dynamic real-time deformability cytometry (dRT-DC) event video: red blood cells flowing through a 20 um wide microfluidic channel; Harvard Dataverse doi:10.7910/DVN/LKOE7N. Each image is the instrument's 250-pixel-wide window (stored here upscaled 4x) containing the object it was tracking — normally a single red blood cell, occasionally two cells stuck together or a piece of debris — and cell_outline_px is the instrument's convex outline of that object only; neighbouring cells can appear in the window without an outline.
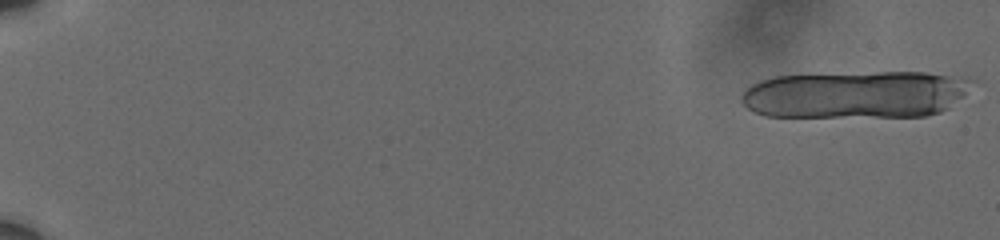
{"species": "human", "species_latin": "Homo sapiens", "temperature_condition": "cold", "stored_images_in_passage": 22, "camera_frame_rate_fps": 3000, "um_per_image_px": 0.085, "donor": {"sex": "male"}, "frame": {"image": 1, "passage_image": 1, "time_ms": 0.0, "image_size_px": [1000, 240], "cell_outline_px": [[976, 80], [964, 96], [948, 108], [940, 112], [924, 116], [764, 116], [748, 108], [740, 100], [740, 96], [752, 84], [760, 80], [776, 76], [876, 72], [924, 72], [968, 76]], "centroid_in_image_um": [72.82, 8.02], "position_along_channel_um": 12.2, "area_um2": 63.98}}